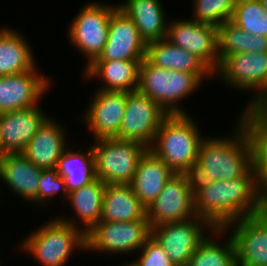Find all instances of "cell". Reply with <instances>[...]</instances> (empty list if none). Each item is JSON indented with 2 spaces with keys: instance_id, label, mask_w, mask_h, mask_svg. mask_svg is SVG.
<instances>
[{
  "instance_id": "obj_34",
  "label": "cell",
  "mask_w": 267,
  "mask_h": 266,
  "mask_svg": "<svg viewBox=\"0 0 267 266\" xmlns=\"http://www.w3.org/2000/svg\"><path fill=\"white\" fill-rule=\"evenodd\" d=\"M59 192L64 197L62 199H68L64 178L58 174L57 168L42 169L37 197L32 203L37 206L40 203L39 206L42 205L44 208L50 201L52 202V198H55Z\"/></svg>"
},
{
  "instance_id": "obj_7",
  "label": "cell",
  "mask_w": 267,
  "mask_h": 266,
  "mask_svg": "<svg viewBox=\"0 0 267 266\" xmlns=\"http://www.w3.org/2000/svg\"><path fill=\"white\" fill-rule=\"evenodd\" d=\"M117 7L118 4L113 6L96 1L84 4L69 24L68 39L80 54L86 56L85 68L103 52L110 16Z\"/></svg>"
},
{
  "instance_id": "obj_26",
  "label": "cell",
  "mask_w": 267,
  "mask_h": 266,
  "mask_svg": "<svg viewBox=\"0 0 267 266\" xmlns=\"http://www.w3.org/2000/svg\"><path fill=\"white\" fill-rule=\"evenodd\" d=\"M146 217V207L130 184H106L100 221L128 222Z\"/></svg>"
},
{
  "instance_id": "obj_16",
  "label": "cell",
  "mask_w": 267,
  "mask_h": 266,
  "mask_svg": "<svg viewBox=\"0 0 267 266\" xmlns=\"http://www.w3.org/2000/svg\"><path fill=\"white\" fill-rule=\"evenodd\" d=\"M92 96L82 121L95 140L115 138L124 117L127 92L97 90Z\"/></svg>"
},
{
  "instance_id": "obj_18",
  "label": "cell",
  "mask_w": 267,
  "mask_h": 266,
  "mask_svg": "<svg viewBox=\"0 0 267 266\" xmlns=\"http://www.w3.org/2000/svg\"><path fill=\"white\" fill-rule=\"evenodd\" d=\"M49 117L39 105L0 113V135L6 150L22 152Z\"/></svg>"
},
{
  "instance_id": "obj_13",
  "label": "cell",
  "mask_w": 267,
  "mask_h": 266,
  "mask_svg": "<svg viewBox=\"0 0 267 266\" xmlns=\"http://www.w3.org/2000/svg\"><path fill=\"white\" fill-rule=\"evenodd\" d=\"M151 227L181 222L198 217L195 212L194 194L188 186L184 173H174L157 198L146 208Z\"/></svg>"
},
{
  "instance_id": "obj_20",
  "label": "cell",
  "mask_w": 267,
  "mask_h": 266,
  "mask_svg": "<svg viewBox=\"0 0 267 266\" xmlns=\"http://www.w3.org/2000/svg\"><path fill=\"white\" fill-rule=\"evenodd\" d=\"M143 60L93 61L84 69L82 75L87 80L101 79L102 85L97 90L134 92L138 90L140 64Z\"/></svg>"
},
{
  "instance_id": "obj_25",
  "label": "cell",
  "mask_w": 267,
  "mask_h": 266,
  "mask_svg": "<svg viewBox=\"0 0 267 266\" xmlns=\"http://www.w3.org/2000/svg\"><path fill=\"white\" fill-rule=\"evenodd\" d=\"M106 183L96 178L88 185L68 193L69 204L75 210V218L64 216L58 217L60 220L81 229L86 235L101 219L102 200ZM76 219V220H75ZM84 226L80 228V224ZM83 222V223H82ZM79 224V225H78Z\"/></svg>"
},
{
  "instance_id": "obj_30",
  "label": "cell",
  "mask_w": 267,
  "mask_h": 266,
  "mask_svg": "<svg viewBox=\"0 0 267 266\" xmlns=\"http://www.w3.org/2000/svg\"><path fill=\"white\" fill-rule=\"evenodd\" d=\"M226 232L228 233L224 228H215L211 231L200 243L186 266H236L235 245L232 236L229 235L224 244L215 241L219 236L226 235Z\"/></svg>"
},
{
  "instance_id": "obj_27",
  "label": "cell",
  "mask_w": 267,
  "mask_h": 266,
  "mask_svg": "<svg viewBox=\"0 0 267 266\" xmlns=\"http://www.w3.org/2000/svg\"><path fill=\"white\" fill-rule=\"evenodd\" d=\"M27 39L10 27L0 29V76L33 70L37 65Z\"/></svg>"
},
{
  "instance_id": "obj_38",
  "label": "cell",
  "mask_w": 267,
  "mask_h": 266,
  "mask_svg": "<svg viewBox=\"0 0 267 266\" xmlns=\"http://www.w3.org/2000/svg\"><path fill=\"white\" fill-rule=\"evenodd\" d=\"M262 103H267V89L251 105H259Z\"/></svg>"
},
{
  "instance_id": "obj_17",
  "label": "cell",
  "mask_w": 267,
  "mask_h": 266,
  "mask_svg": "<svg viewBox=\"0 0 267 266\" xmlns=\"http://www.w3.org/2000/svg\"><path fill=\"white\" fill-rule=\"evenodd\" d=\"M146 47L134 22L117 7L110 16L103 52L94 61L144 59Z\"/></svg>"
},
{
  "instance_id": "obj_9",
  "label": "cell",
  "mask_w": 267,
  "mask_h": 266,
  "mask_svg": "<svg viewBox=\"0 0 267 266\" xmlns=\"http://www.w3.org/2000/svg\"><path fill=\"white\" fill-rule=\"evenodd\" d=\"M215 228L195 217L181 222H168L151 227V236L163 248L175 266H186L200 243Z\"/></svg>"
},
{
  "instance_id": "obj_1",
  "label": "cell",
  "mask_w": 267,
  "mask_h": 266,
  "mask_svg": "<svg viewBox=\"0 0 267 266\" xmlns=\"http://www.w3.org/2000/svg\"><path fill=\"white\" fill-rule=\"evenodd\" d=\"M235 128L226 138L205 136L201 142L197 162L184 172L194 195L210 182L242 177L254 166L249 135L239 121Z\"/></svg>"
},
{
  "instance_id": "obj_19",
  "label": "cell",
  "mask_w": 267,
  "mask_h": 266,
  "mask_svg": "<svg viewBox=\"0 0 267 266\" xmlns=\"http://www.w3.org/2000/svg\"><path fill=\"white\" fill-rule=\"evenodd\" d=\"M55 120L49 117L21 152L40 169L56 168L68 147L66 127L62 128Z\"/></svg>"
},
{
  "instance_id": "obj_41",
  "label": "cell",
  "mask_w": 267,
  "mask_h": 266,
  "mask_svg": "<svg viewBox=\"0 0 267 266\" xmlns=\"http://www.w3.org/2000/svg\"><path fill=\"white\" fill-rule=\"evenodd\" d=\"M121 266H122V265H121ZM123 266H135V264H134L133 261H130L129 264H128V262H127L125 265L123 264Z\"/></svg>"
},
{
  "instance_id": "obj_24",
  "label": "cell",
  "mask_w": 267,
  "mask_h": 266,
  "mask_svg": "<svg viewBox=\"0 0 267 266\" xmlns=\"http://www.w3.org/2000/svg\"><path fill=\"white\" fill-rule=\"evenodd\" d=\"M145 58L160 68L184 71L193 75H214L196 55L163 39L147 44Z\"/></svg>"
},
{
  "instance_id": "obj_23",
  "label": "cell",
  "mask_w": 267,
  "mask_h": 266,
  "mask_svg": "<svg viewBox=\"0 0 267 266\" xmlns=\"http://www.w3.org/2000/svg\"><path fill=\"white\" fill-rule=\"evenodd\" d=\"M41 172L21 152L9 153L0 164V180L30 203L37 197Z\"/></svg>"
},
{
  "instance_id": "obj_5",
  "label": "cell",
  "mask_w": 267,
  "mask_h": 266,
  "mask_svg": "<svg viewBox=\"0 0 267 266\" xmlns=\"http://www.w3.org/2000/svg\"><path fill=\"white\" fill-rule=\"evenodd\" d=\"M20 247L42 266H65L75 250L86 251V240L81 229L52 217L24 238Z\"/></svg>"
},
{
  "instance_id": "obj_22",
  "label": "cell",
  "mask_w": 267,
  "mask_h": 266,
  "mask_svg": "<svg viewBox=\"0 0 267 266\" xmlns=\"http://www.w3.org/2000/svg\"><path fill=\"white\" fill-rule=\"evenodd\" d=\"M174 172L149 149L139 158L130 183L139 201L146 207L157 198Z\"/></svg>"
},
{
  "instance_id": "obj_11",
  "label": "cell",
  "mask_w": 267,
  "mask_h": 266,
  "mask_svg": "<svg viewBox=\"0 0 267 266\" xmlns=\"http://www.w3.org/2000/svg\"><path fill=\"white\" fill-rule=\"evenodd\" d=\"M214 76L235 90L255 91L246 104L251 105L267 89V52L229 55L220 63Z\"/></svg>"
},
{
  "instance_id": "obj_35",
  "label": "cell",
  "mask_w": 267,
  "mask_h": 266,
  "mask_svg": "<svg viewBox=\"0 0 267 266\" xmlns=\"http://www.w3.org/2000/svg\"><path fill=\"white\" fill-rule=\"evenodd\" d=\"M139 253L140 256L132 260L135 266H175L152 236L139 250Z\"/></svg>"
},
{
  "instance_id": "obj_12",
  "label": "cell",
  "mask_w": 267,
  "mask_h": 266,
  "mask_svg": "<svg viewBox=\"0 0 267 266\" xmlns=\"http://www.w3.org/2000/svg\"><path fill=\"white\" fill-rule=\"evenodd\" d=\"M235 245L236 266H267V206L252 216L230 223Z\"/></svg>"
},
{
  "instance_id": "obj_2",
  "label": "cell",
  "mask_w": 267,
  "mask_h": 266,
  "mask_svg": "<svg viewBox=\"0 0 267 266\" xmlns=\"http://www.w3.org/2000/svg\"><path fill=\"white\" fill-rule=\"evenodd\" d=\"M195 212L214 228L258 214L262 208V184L254 166L242 177L217 180L194 195Z\"/></svg>"
},
{
  "instance_id": "obj_8",
  "label": "cell",
  "mask_w": 267,
  "mask_h": 266,
  "mask_svg": "<svg viewBox=\"0 0 267 266\" xmlns=\"http://www.w3.org/2000/svg\"><path fill=\"white\" fill-rule=\"evenodd\" d=\"M151 237L147 218L128 222L99 221L86 235L87 251L128 255L136 253Z\"/></svg>"
},
{
  "instance_id": "obj_21",
  "label": "cell",
  "mask_w": 267,
  "mask_h": 266,
  "mask_svg": "<svg viewBox=\"0 0 267 266\" xmlns=\"http://www.w3.org/2000/svg\"><path fill=\"white\" fill-rule=\"evenodd\" d=\"M160 0H125L122 10L136 25L146 44L166 39L169 21Z\"/></svg>"
},
{
  "instance_id": "obj_15",
  "label": "cell",
  "mask_w": 267,
  "mask_h": 266,
  "mask_svg": "<svg viewBox=\"0 0 267 266\" xmlns=\"http://www.w3.org/2000/svg\"><path fill=\"white\" fill-rule=\"evenodd\" d=\"M37 66L15 75L0 76V113L35 107L50 86V77Z\"/></svg>"
},
{
  "instance_id": "obj_31",
  "label": "cell",
  "mask_w": 267,
  "mask_h": 266,
  "mask_svg": "<svg viewBox=\"0 0 267 266\" xmlns=\"http://www.w3.org/2000/svg\"><path fill=\"white\" fill-rule=\"evenodd\" d=\"M231 21L251 35L267 37V12L260 0H236Z\"/></svg>"
},
{
  "instance_id": "obj_28",
  "label": "cell",
  "mask_w": 267,
  "mask_h": 266,
  "mask_svg": "<svg viewBox=\"0 0 267 266\" xmlns=\"http://www.w3.org/2000/svg\"><path fill=\"white\" fill-rule=\"evenodd\" d=\"M240 113L237 120L249 135L254 168L262 181L267 176V103L244 106Z\"/></svg>"
},
{
  "instance_id": "obj_36",
  "label": "cell",
  "mask_w": 267,
  "mask_h": 266,
  "mask_svg": "<svg viewBox=\"0 0 267 266\" xmlns=\"http://www.w3.org/2000/svg\"><path fill=\"white\" fill-rule=\"evenodd\" d=\"M267 52V37L252 35V53Z\"/></svg>"
},
{
  "instance_id": "obj_37",
  "label": "cell",
  "mask_w": 267,
  "mask_h": 266,
  "mask_svg": "<svg viewBox=\"0 0 267 266\" xmlns=\"http://www.w3.org/2000/svg\"><path fill=\"white\" fill-rule=\"evenodd\" d=\"M262 184V204L267 206V176L261 181Z\"/></svg>"
},
{
  "instance_id": "obj_32",
  "label": "cell",
  "mask_w": 267,
  "mask_h": 266,
  "mask_svg": "<svg viewBox=\"0 0 267 266\" xmlns=\"http://www.w3.org/2000/svg\"><path fill=\"white\" fill-rule=\"evenodd\" d=\"M252 53V35L243 31L231 20L218 27V55L221 63L236 53Z\"/></svg>"
},
{
  "instance_id": "obj_10",
  "label": "cell",
  "mask_w": 267,
  "mask_h": 266,
  "mask_svg": "<svg viewBox=\"0 0 267 266\" xmlns=\"http://www.w3.org/2000/svg\"><path fill=\"white\" fill-rule=\"evenodd\" d=\"M167 116L166 111L157 102L141 94L138 90L127 92L124 117L119 134L115 138L137 141L149 148L161 122Z\"/></svg>"
},
{
  "instance_id": "obj_3",
  "label": "cell",
  "mask_w": 267,
  "mask_h": 266,
  "mask_svg": "<svg viewBox=\"0 0 267 266\" xmlns=\"http://www.w3.org/2000/svg\"><path fill=\"white\" fill-rule=\"evenodd\" d=\"M199 126L188 114L168 115L148 148L174 173H184L197 162L202 137Z\"/></svg>"
},
{
  "instance_id": "obj_14",
  "label": "cell",
  "mask_w": 267,
  "mask_h": 266,
  "mask_svg": "<svg viewBox=\"0 0 267 266\" xmlns=\"http://www.w3.org/2000/svg\"><path fill=\"white\" fill-rule=\"evenodd\" d=\"M171 20L168 24L166 40L196 55L215 73L220 65L218 27L192 19Z\"/></svg>"
},
{
  "instance_id": "obj_40",
  "label": "cell",
  "mask_w": 267,
  "mask_h": 266,
  "mask_svg": "<svg viewBox=\"0 0 267 266\" xmlns=\"http://www.w3.org/2000/svg\"><path fill=\"white\" fill-rule=\"evenodd\" d=\"M262 3L263 8L265 9V11L267 12V0H260Z\"/></svg>"
},
{
  "instance_id": "obj_6",
  "label": "cell",
  "mask_w": 267,
  "mask_h": 266,
  "mask_svg": "<svg viewBox=\"0 0 267 266\" xmlns=\"http://www.w3.org/2000/svg\"><path fill=\"white\" fill-rule=\"evenodd\" d=\"M96 177L106 184H130L139 158L148 149L137 141L93 139Z\"/></svg>"
},
{
  "instance_id": "obj_39",
  "label": "cell",
  "mask_w": 267,
  "mask_h": 266,
  "mask_svg": "<svg viewBox=\"0 0 267 266\" xmlns=\"http://www.w3.org/2000/svg\"><path fill=\"white\" fill-rule=\"evenodd\" d=\"M9 154L2 142V136L0 135V164L1 161Z\"/></svg>"
},
{
  "instance_id": "obj_33",
  "label": "cell",
  "mask_w": 267,
  "mask_h": 266,
  "mask_svg": "<svg viewBox=\"0 0 267 266\" xmlns=\"http://www.w3.org/2000/svg\"><path fill=\"white\" fill-rule=\"evenodd\" d=\"M193 18L202 24L219 27L232 19L236 0H193Z\"/></svg>"
},
{
  "instance_id": "obj_29",
  "label": "cell",
  "mask_w": 267,
  "mask_h": 266,
  "mask_svg": "<svg viewBox=\"0 0 267 266\" xmlns=\"http://www.w3.org/2000/svg\"><path fill=\"white\" fill-rule=\"evenodd\" d=\"M68 148L63 152L56 168L58 174L64 178L67 192L70 193L90 184L97 177L92 147L87 148L84 153Z\"/></svg>"
},
{
  "instance_id": "obj_4",
  "label": "cell",
  "mask_w": 267,
  "mask_h": 266,
  "mask_svg": "<svg viewBox=\"0 0 267 266\" xmlns=\"http://www.w3.org/2000/svg\"><path fill=\"white\" fill-rule=\"evenodd\" d=\"M212 77L215 76L193 75L184 71L160 68L144 58L140 64L138 91L157 102L168 115L189 114L178 104L198 90L203 79Z\"/></svg>"
}]
</instances>
